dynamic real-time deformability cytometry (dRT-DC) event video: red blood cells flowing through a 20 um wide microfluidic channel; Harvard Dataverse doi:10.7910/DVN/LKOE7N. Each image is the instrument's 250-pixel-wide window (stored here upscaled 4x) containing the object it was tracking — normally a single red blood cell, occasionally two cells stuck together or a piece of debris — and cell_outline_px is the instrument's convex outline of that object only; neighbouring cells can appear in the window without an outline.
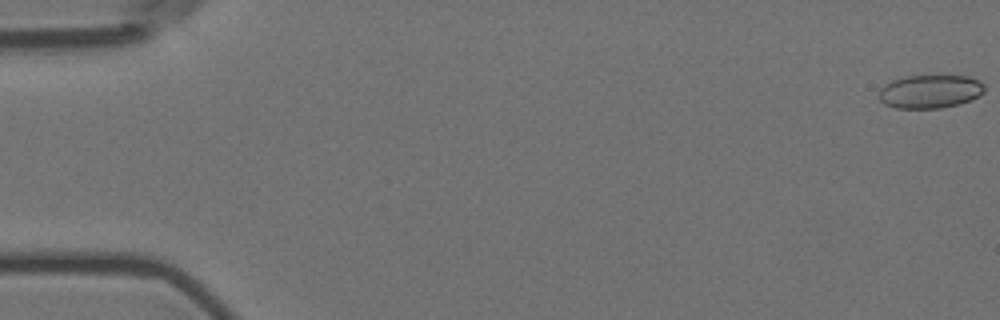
{"species": "Egyptian fruit bat (a non-hibernating species)", "species_latin": "Rousettus aegyptiacus", "temperature_condition": "room temperature", "stored_images_in_passage": 58, "camera_frame_rate_fps": 3000, "um_per_image_px": 0.085, "animal": {"sex": "female"}, "frame": {"image": 1, "passage_image": 1, "time_ms": 0.0, "image_size_px": [1000, 320], "cell_outline_px": [[984, 92], [972, 100], [940, 108], [896, 108], [884, 104], [880, 100], [880, 88], [884, 84], [892, 80], [908, 76], [968, 76], [980, 80], [984, 84]], "centroid_in_image_um": [79.06, 7.77], "position_along_channel_um": 5.9, "area_um2": 20.52}}
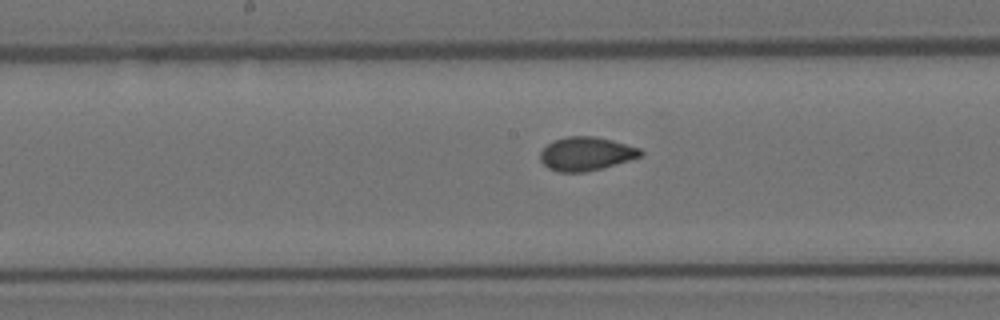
{"frame": {"image": 2, "passage_image": 30, "time_ms": 9.667, "image_size_px": [1000, 320], "cell_outline_px": [[644, 152], [640, 156], [628, 160], [600, 168], [584, 172], [556, 172], [548, 168], [540, 160], [540, 152], [552, 140], [568, 136], [592, 136], [612, 140], [640, 148]], "centroid_in_image_um": [49.78, 13.06], "position_along_channel_um": 198.4, "area_um2": 19.48}}
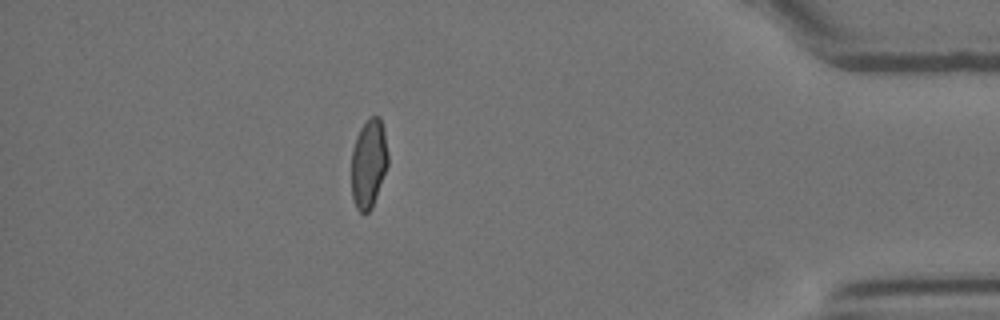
{"frame": {"image": 3, "passage_image": 51, "time_ms": 16.667, "image_size_px": [1000, 320], "cell_outline_px": [[388, 164], [372, 208], [368, 212], [360, 212], [356, 208], [352, 196], [352, 148], [356, 136], [360, 128], [372, 116], [380, 116], [384, 128], [388, 156]], "centroid_in_image_um": [31.34, 13.88], "position_along_channel_um": 403.9, "area_um2": 18.9}}